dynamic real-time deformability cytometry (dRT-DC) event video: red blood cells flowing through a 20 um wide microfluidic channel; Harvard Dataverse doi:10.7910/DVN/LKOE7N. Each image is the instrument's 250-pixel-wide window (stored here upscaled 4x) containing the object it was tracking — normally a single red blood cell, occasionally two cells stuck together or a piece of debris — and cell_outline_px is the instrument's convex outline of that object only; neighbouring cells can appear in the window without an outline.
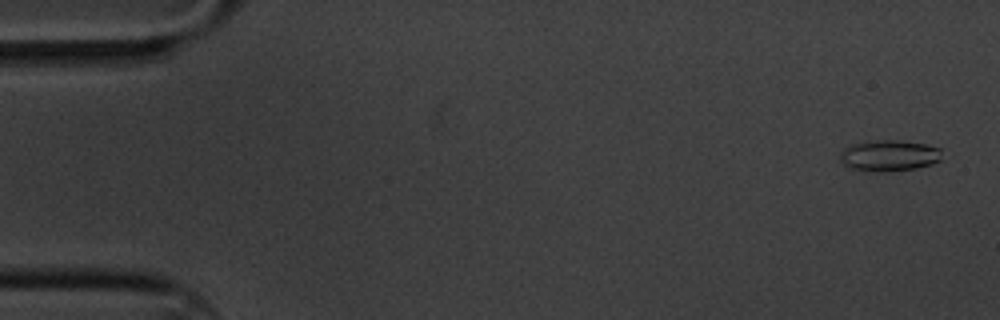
{"species": "common noctule bat (a hibernating species)", "species_latin": "Nyctalus noctula", "temperature_condition": "cold", "stored_images_in_passage": 59, "camera_frame_rate_fps": 3000, "um_per_image_px": 0.085, "animal": {"sex": "male", "body_mass_g": 20.1, "forearm_length_mm": 53.5}, "frame": {"image": 1, "passage_image": 1, "time_ms": 0.0, "image_size_px": [1000, 320], "cell_outline_px": [[940, 160], [932, 164], [916, 168], [888, 172], [864, 172], [848, 168], [840, 164], [840, 152], [848, 144], [880, 140], [896, 140], [928, 144], [940, 148]], "centroid_in_image_um": [75.5, 13.24], "position_along_channel_um": 9.5, "area_um2": 18.96}}
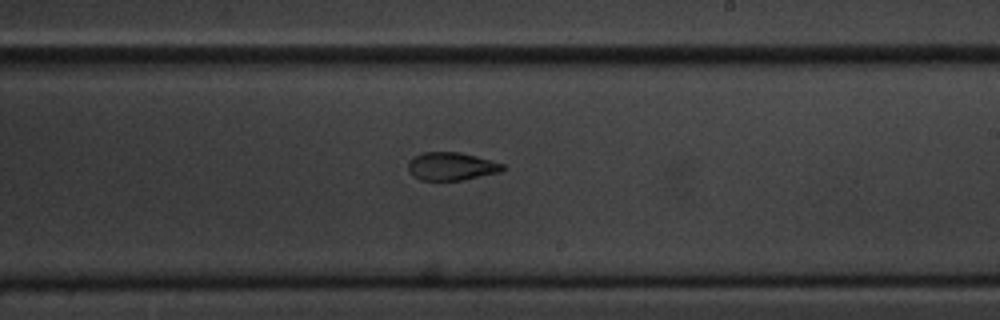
{"frame": {"image": 2, "passage_image": 34, "time_ms": 11.0, "image_size_px": [1000, 320], "cell_outline_px": [[504, 168], [500, 172], [464, 180], [420, 180], [408, 172], [408, 160], [412, 156], [424, 152], [460, 152], [476, 156], [504, 164]], "centroid_in_image_um": [38.33, 14.13], "position_along_channel_um": 250.7, "area_um2": 15.55}}
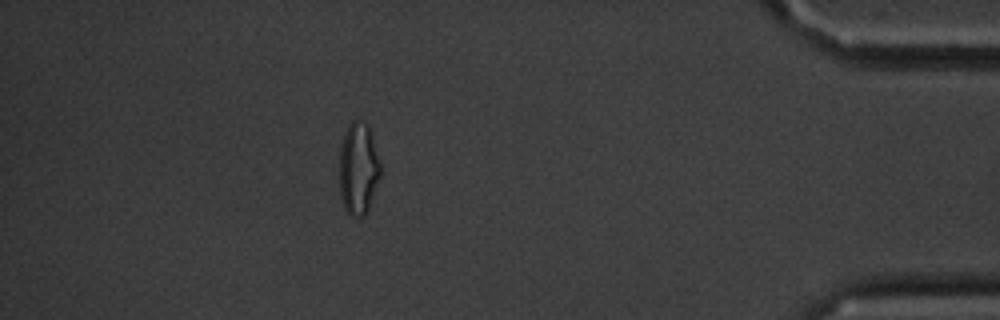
{"frame": {"image": 3, "passage_image": 52, "time_ms": 17.0, "image_size_px": [1000, 320], "cell_outline_px": [[380, 176], [368, 212], [364, 216], [352, 216], [344, 208], [340, 196], [340, 148], [344, 132], [348, 124], [352, 120], [364, 120], [368, 124], [372, 132], [380, 164]], "centroid_in_image_um": [30.47, 14.3], "position_along_channel_um": 404.7, "area_um2": 22.37}, "authors_computed_cell_mechanics": {"area_um2": 16.762, "velocity_mm_per_s": 3.3419, "shape_relaxation_time_tau1_ms": 10.6199, "shape_relaxation_time_tau2_ms": 3.1828, "deformation_change_tau1": 0.2384, "deformation_change_tau2": 0.0981}}